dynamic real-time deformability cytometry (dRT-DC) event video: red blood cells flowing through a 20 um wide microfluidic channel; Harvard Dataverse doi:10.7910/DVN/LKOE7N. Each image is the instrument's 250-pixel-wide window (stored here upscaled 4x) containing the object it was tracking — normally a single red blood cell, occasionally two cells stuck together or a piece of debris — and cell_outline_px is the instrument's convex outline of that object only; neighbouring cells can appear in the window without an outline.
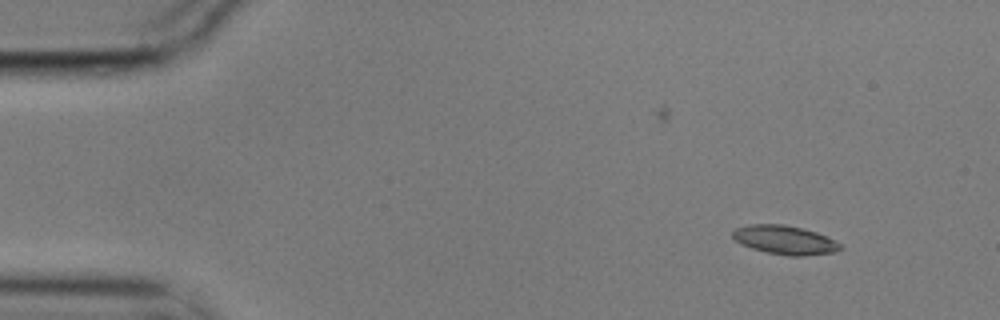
{"species": "common noctule bat (a hibernating species)", "species_latin": "Nyctalus noctula", "temperature_condition": "cold", "stored_images_in_passage": 5, "camera_frame_rate_fps": 3000, "um_per_image_px": 0.085, "animal": {"sex": "male", "body_mass_g": 17.9}, "frame": {"image": 1, "passage_image": 1, "time_ms": 0.0, "image_size_px": [1000, 320], "cell_outline_px": [[844, 248], [836, 252], [804, 256], [788, 256], [768, 252], [752, 248], [740, 244], [732, 236], [732, 232], [736, 228], [748, 224], [784, 224], [816, 232], [840, 244]], "centroid_in_image_um": [66.69, 20.4], "position_along_channel_um": 18.3, "area_um2": 17.98}}
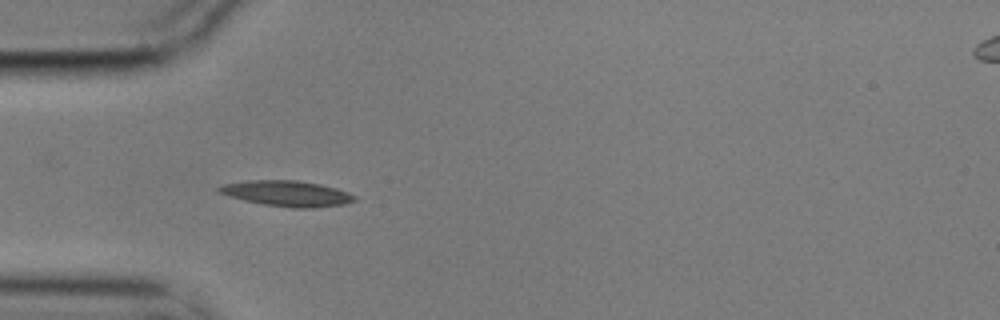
{"frame": {"image": 2, "passage_image": 4, "time_ms": 1.0, "image_size_px": [1000, 320], "cell_outline_px": [[356, 200], [344, 204], [312, 208], [292, 208], [264, 204], [244, 200], [220, 192], [216, 188], [224, 184], [248, 180], [296, 180], [320, 184], [336, 188], [348, 192], [356, 196]], "centroid_in_image_um": [24.43, 16.44], "position_along_channel_um": 60.6, "area_um2": 20.06}}
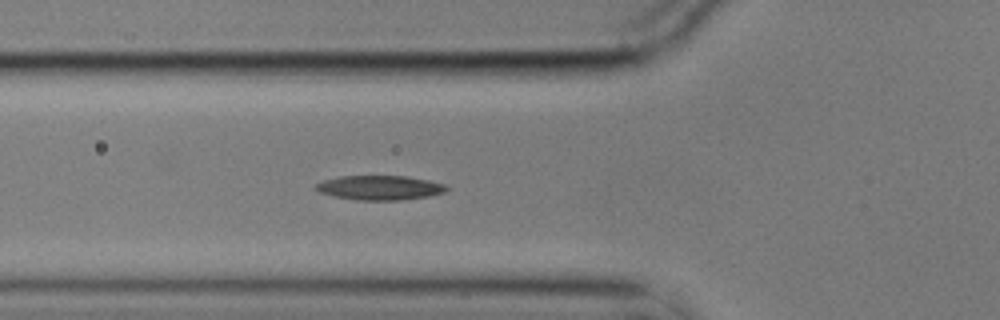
{"frame": {"image": 3, "passage_image": 5, "time_ms": 1.333, "image_size_px": [1000, 320], "cell_outline_px": [[448, 188], [444, 192], [428, 196], [400, 200], [360, 200], [336, 196], [320, 192], [312, 188], [316, 184], [324, 180], [340, 176], [404, 176], [428, 180], [444, 184]], "centroid_in_image_um": [32.26, 15.95], "position_along_channel_um": 93.5, "area_um2": 18.38}}